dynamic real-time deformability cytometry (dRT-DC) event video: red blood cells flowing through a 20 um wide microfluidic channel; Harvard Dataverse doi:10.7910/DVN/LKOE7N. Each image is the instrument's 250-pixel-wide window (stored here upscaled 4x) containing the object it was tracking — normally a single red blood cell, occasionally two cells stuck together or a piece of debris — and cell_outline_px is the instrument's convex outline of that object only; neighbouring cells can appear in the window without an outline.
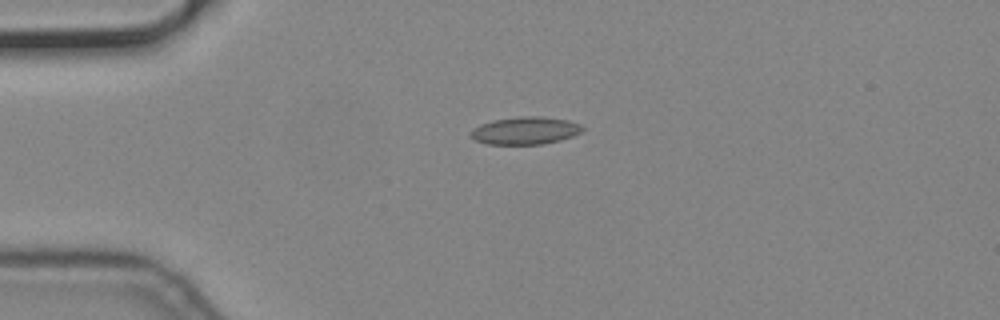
{"species": "common noctule bat (a hibernating species)", "species_latin": "Nyctalus noctula", "temperature_condition": "cold", "stored_images_in_passage": 1, "camera_frame_rate_fps": 3000, "um_per_image_px": 0.085, "animal": {"sex": "male", "body_mass_g": 19.2, "forearm_length_mm": 51.8}, "frame": {"image": 1, "passage_image": 1, "time_ms": 0.0, "image_size_px": [1000, 320], "cell_outline_px": [[584, 128], [580, 132], [572, 136], [560, 140], [540, 144], [488, 144], [476, 140], [468, 136], [468, 132], [472, 128], [480, 124], [492, 120], [520, 116], [544, 116], [568, 120], [580, 124]], "centroid_in_image_um": [44.6, 11.09], "position_along_channel_um": 40.4, "area_um2": 18.09}}